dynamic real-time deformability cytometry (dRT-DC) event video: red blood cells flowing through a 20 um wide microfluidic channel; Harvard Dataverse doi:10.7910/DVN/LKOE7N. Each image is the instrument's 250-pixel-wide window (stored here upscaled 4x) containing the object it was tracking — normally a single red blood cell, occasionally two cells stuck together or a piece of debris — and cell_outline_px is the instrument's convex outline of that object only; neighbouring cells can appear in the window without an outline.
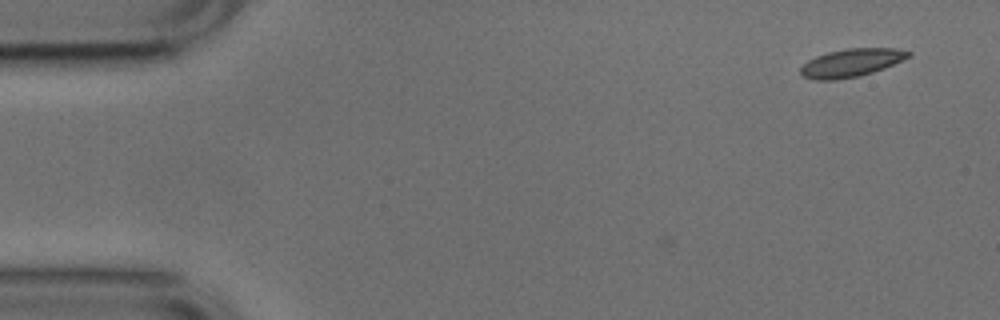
{"species": "common noctule bat (a hibernating species)", "species_latin": "Nyctalus noctula", "temperature_condition": "cold", "stored_images_in_passage": 3, "camera_frame_rate_fps": 3000, "um_per_image_px": 0.085, "animal": {"sex": "male", "body_mass_g": 17.9, "forearm_length_mm": 54.2}, "frame": {"image": 1, "passage_image": 1, "time_ms": 0.0, "image_size_px": [1000, 320], "cell_outline_px": [[912, 56], [884, 68], [860, 76], [836, 80], [816, 80], [804, 76], [800, 72], [800, 68], [808, 60], [816, 56], [828, 52], [848, 48], [896, 48], [912, 52]], "centroid_in_image_um": [72.38, 5.33], "position_along_channel_um": 12.6, "area_um2": 17.63}}